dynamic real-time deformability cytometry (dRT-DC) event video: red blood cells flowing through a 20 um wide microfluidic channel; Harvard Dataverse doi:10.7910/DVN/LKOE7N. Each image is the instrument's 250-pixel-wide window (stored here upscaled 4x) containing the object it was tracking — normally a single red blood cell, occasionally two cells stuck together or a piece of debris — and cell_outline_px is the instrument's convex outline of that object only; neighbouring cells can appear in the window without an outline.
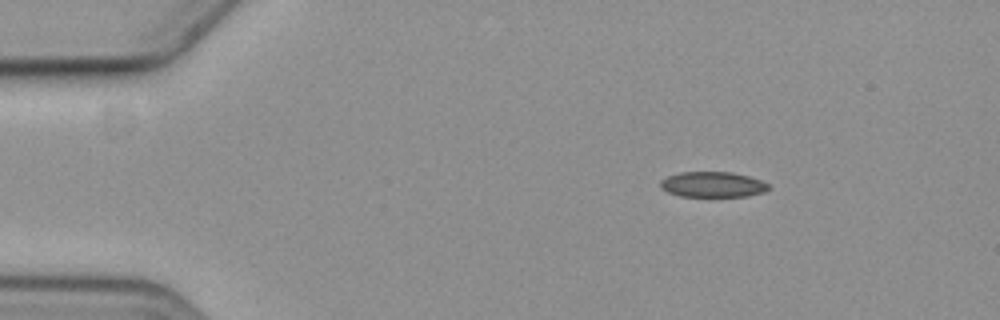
{"species": "common noctule bat (a hibernating species)", "species_latin": "Nyctalus noctula", "temperature_condition": "cold", "stored_images_in_passage": 3, "camera_frame_rate_fps": 3000, "um_per_image_px": 0.085, "animal": {"sex": "female", "body_mass_g": 19.3, "forearm_length_mm": 54.1}, "frame": {"image": 1, "passage_image": 1, "time_ms": 0.0, "image_size_px": [1000, 320], "cell_outline_px": [[768, 188], [764, 192], [748, 196], [680, 196], [668, 192], [660, 188], [660, 180], [668, 176], [680, 172], [732, 172], [748, 176], [760, 180], [768, 184]], "centroid_in_image_um": [60.55, 15.68], "position_along_channel_um": 24.5, "area_um2": 15.95}}